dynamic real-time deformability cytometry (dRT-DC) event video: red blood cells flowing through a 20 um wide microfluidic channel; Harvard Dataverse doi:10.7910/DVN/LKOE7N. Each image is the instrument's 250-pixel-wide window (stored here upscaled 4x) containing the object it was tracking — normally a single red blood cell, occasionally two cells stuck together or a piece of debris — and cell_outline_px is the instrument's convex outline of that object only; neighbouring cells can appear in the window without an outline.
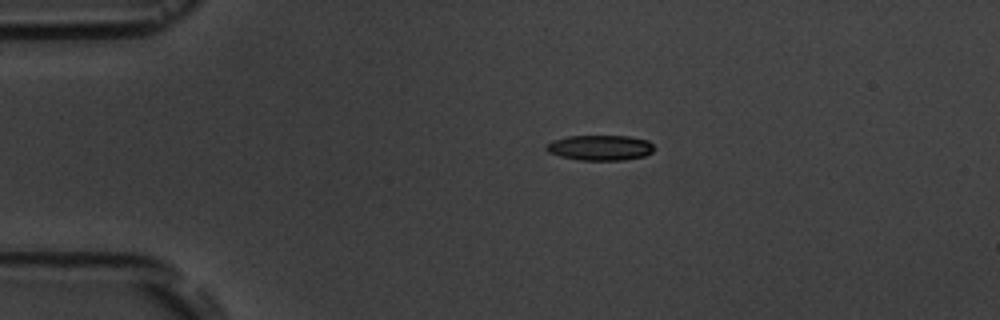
{"species": "common noctule bat (a hibernating species)", "species_latin": "Nyctalus noctula", "temperature_condition": "room temperature", "stored_images_in_passage": 5, "camera_frame_rate_fps": 3000, "um_per_image_px": 0.085, "animal": {"sex": "male", "body_mass_g": 19.5, "forearm_length_mm": 54.6}, "frame": {"image": 1, "passage_image": 2, "time_ms": 1.333, "image_size_px": [1000, 320], "cell_outline_px": [[652, 152], [644, 156], [624, 160], [580, 160], [560, 156], [548, 152], [544, 148], [544, 144], [552, 140], [568, 136], [628, 136], [648, 140], [652, 144]], "centroid_in_image_um": [50.96, 12.55], "position_along_channel_um": 34.0, "area_um2": 15.95}}
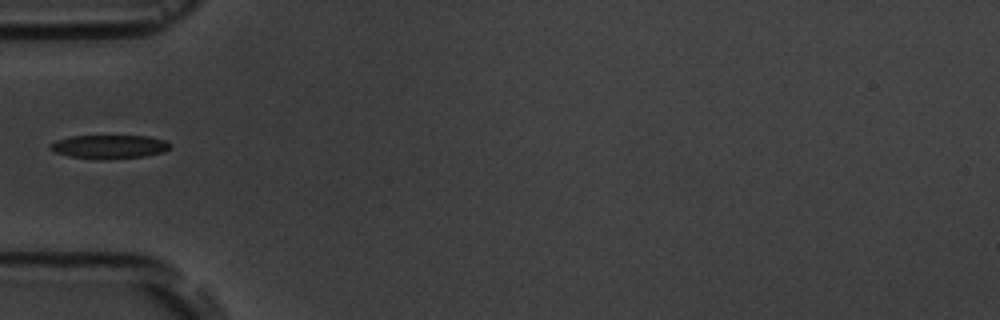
{"frame": {"image": 2, "passage_image": 4, "time_ms": 3.667, "image_size_px": [1000, 320], "cell_outline_px": [[172, 144], [164, 152], [144, 156], [108, 160], [100, 160], [72, 156], [56, 152], [48, 148], [48, 144], [56, 140], [72, 136], [148, 136], [164, 140]], "centroid_in_image_um": [9.28, 12.47], "position_along_channel_um": 75.7, "area_um2": 16.59}}
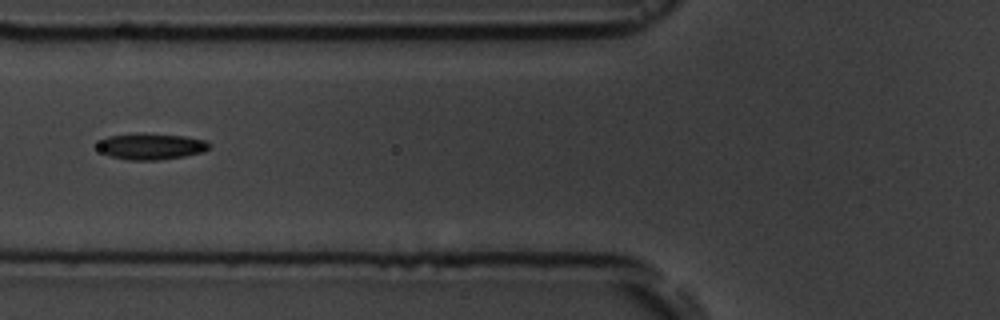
{"frame": {"image": 3, "passage_image": 5, "time_ms": 4.667, "image_size_px": [1000, 320], "cell_outline_px": [[208, 148], [204, 152], [184, 156], [156, 160], [128, 160], [108, 156], [96, 144], [100, 140], [108, 136], [136, 132], [184, 136], [208, 140]], "centroid_in_image_um": [12.83, 12.43], "position_along_channel_um": 113.0, "area_um2": 17.17}}